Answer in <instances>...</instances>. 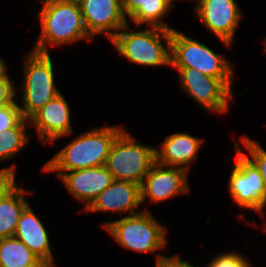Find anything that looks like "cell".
<instances>
[{
    "label": "cell",
    "mask_w": 266,
    "mask_h": 267,
    "mask_svg": "<svg viewBox=\"0 0 266 267\" xmlns=\"http://www.w3.org/2000/svg\"><path fill=\"white\" fill-rule=\"evenodd\" d=\"M88 33L104 34L111 40L128 23L122 0H80L78 2Z\"/></svg>",
    "instance_id": "7c38bea8"
},
{
    "label": "cell",
    "mask_w": 266,
    "mask_h": 267,
    "mask_svg": "<svg viewBox=\"0 0 266 267\" xmlns=\"http://www.w3.org/2000/svg\"><path fill=\"white\" fill-rule=\"evenodd\" d=\"M73 198L82 202L85 210L113 182L112 174L103 166L56 172Z\"/></svg>",
    "instance_id": "5bb4252c"
},
{
    "label": "cell",
    "mask_w": 266,
    "mask_h": 267,
    "mask_svg": "<svg viewBox=\"0 0 266 267\" xmlns=\"http://www.w3.org/2000/svg\"><path fill=\"white\" fill-rule=\"evenodd\" d=\"M28 126H30L29 120L23 118L15 127L0 133V162L12 160L25 145L29 144L32 137L27 131Z\"/></svg>",
    "instance_id": "44dd1931"
},
{
    "label": "cell",
    "mask_w": 266,
    "mask_h": 267,
    "mask_svg": "<svg viewBox=\"0 0 266 267\" xmlns=\"http://www.w3.org/2000/svg\"><path fill=\"white\" fill-rule=\"evenodd\" d=\"M240 141L249 153L246 157L256 166L263 178L266 198V150L258 141L245 135L241 136Z\"/></svg>",
    "instance_id": "7402d4cb"
},
{
    "label": "cell",
    "mask_w": 266,
    "mask_h": 267,
    "mask_svg": "<svg viewBox=\"0 0 266 267\" xmlns=\"http://www.w3.org/2000/svg\"><path fill=\"white\" fill-rule=\"evenodd\" d=\"M170 2V4L175 8L176 5L173 4L174 1H177V0H168ZM193 1V0H192ZM197 2V0H195Z\"/></svg>",
    "instance_id": "4dcf8cb0"
},
{
    "label": "cell",
    "mask_w": 266,
    "mask_h": 267,
    "mask_svg": "<svg viewBox=\"0 0 266 267\" xmlns=\"http://www.w3.org/2000/svg\"><path fill=\"white\" fill-rule=\"evenodd\" d=\"M243 254L236 251L222 252L207 263V267H254Z\"/></svg>",
    "instance_id": "603a6c76"
},
{
    "label": "cell",
    "mask_w": 266,
    "mask_h": 267,
    "mask_svg": "<svg viewBox=\"0 0 266 267\" xmlns=\"http://www.w3.org/2000/svg\"><path fill=\"white\" fill-rule=\"evenodd\" d=\"M124 16L129 18L138 28L142 25L173 30L163 21L169 11L174 9L168 0H122Z\"/></svg>",
    "instance_id": "ac0fdd59"
},
{
    "label": "cell",
    "mask_w": 266,
    "mask_h": 267,
    "mask_svg": "<svg viewBox=\"0 0 266 267\" xmlns=\"http://www.w3.org/2000/svg\"><path fill=\"white\" fill-rule=\"evenodd\" d=\"M263 50H264V52H265L264 54H266V38H265V40H264V49H263Z\"/></svg>",
    "instance_id": "d6a6232c"
},
{
    "label": "cell",
    "mask_w": 266,
    "mask_h": 267,
    "mask_svg": "<svg viewBox=\"0 0 266 267\" xmlns=\"http://www.w3.org/2000/svg\"><path fill=\"white\" fill-rule=\"evenodd\" d=\"M37 1H40V2H42V6H44V5H47V4H50V3H54V2H56V1H59V0H37Z\"/></svg>",
    "instance_id": "f1b7e54d"
},
{
    "label": "cell",
    "mask_w": 266,
    "mask_h": 267,
    "mask_svg": "<svg viewBox=\"0 0 266 267\" xmlns=\"http://www.w3.org/2000/svg\"><path fill=\"white\" fill-rule=\"evenodd\" d=\"M171 67L194 68L220 79L234 93L232 84L235 70L231 62L177 29L171 30Z\"/></svg>",
    "instance_id": "5b68a950"
},
{
    "label": "cell",
    "mask_w": 266,
    "mask_h": 267,
    "mask_svg": "<svg viewBox=\"0 0 266 267\" xmlns=\"http://www.w3.org/2000/svg\"><path fill=\"white\" fill-rule=\"evenodd\" d=\"M188 175L189 172L185 169L162 165L156 161L140 185L141 203L149 199L155 204L188 194L191 187Z\"/></svg>",
    "instance_id": "30bf717a"
},
{
    "label": "cell",
    "mask_w": 266,
    "mask_h": 267,
    "mask_svg": "<svg viewBox=\"0 0 266 267\" xmlns=\"http://www.w3.org/2000/svg\"><path fill=\"white\" fill-rule=\"evenodd\" d=\"M16 166L13 164L8 168L0 169V199L10 192L17 184Z\"/></svg>",
    "instance_id": "d4e9b609"
},
{
    "label": "cell",
    "mask_w": 266,
    "mask_h": 267,
    "mask_svg": "<svg viewBox=\"0 0 266 267\" xmlns=\"http://www.w3.org/2000/svg\"><path fill=\"white\" fill-rule=\"evenodd\" d=\"M23 119L17 101L0 107V133L15 127Z\"/></svg>",
    "instance_id": "cb8c5ba5"
},
{
    "label": "cell",
    "mask_w": 266,
    "mask_h": 267,
    "mask_svg": "<svg viewBox=\"0 0 266 267\" xmlns=\"http://www.w3.org/2000/svg\"><path fill=\"white\" fill-rule=\"evenodd\" d=\"M188 267H197V266H194L193 264H190V263L188 262ZM205 267H207V265H206Z\"/></svg>",
    "instance_id": "836d02e7"
},
{
    "label": "cell",
    "mask_w": 266,
    "mask_h": 267,
    "mask_svg": "<svg viewBox=\"0 0 266 267\" xmlns=\"http://www.w3.org/2000/svg\"><path fill=\"white\" fill-rule=\"evenodd\" d=\"M23 69L22 104L19 105L22 117L29 120L47 102L61 91L55 84V70L50 53L30 50L26 53Z\"/></svg>",
    "instance_id": "8992f818"
},
{
    "label": "cell",
    "mask_w": 266,
    "mask_h": 267,
    "mask_svg": "<svg viewBox=\"0 0 266 267\" xmlns=\"http://www.w3.org/2000/svg\"><path fill=\"white\" fill-rule=\"evenodd\" d=\"M14 237L21 240L43 263L56 265L50 235L30 204L20 216Z\"/></svg>",
    "instance_id": "e0dca14e"
},
{
    "label": "cell",
    "mask_w": 266,
    "mask_h": 267,
    "mask_svg": "<svg viewBox=\"0 0 266 267\" xmlns=\"http://www.w3.org/2000/svg\"><path fill=\"white\" fill-rule=\"evenodd\" d=\"M40 267H55V266L50 265V264L43 263Z\"/></svg>",
    "instance_id": "f546056e"
},
{
    "label": "cell",
    "mask_w": 266,
    "mask_h": 267,
    "mask_svg": "<svg viewBox=\"0 0 266 267\" xmlns=\"http://www.w3.org/2000/svg\"><path fill=\"white\" fill-rule=\"evenodd\" d=\"M61 1L76 2V3H78L80 0H61Z\"/></svg>",
    "instance_id": "1f68e13d"
},
{
    "label": "cell",
    "mask_w": 266,
    "mask_h": 267,
    "mask_svg": "<svg viewBox=\"0 0 266 267\" xmlns=\"http://www.w3.org/2000/svg\"><path fill=\"white\" fill-rule=\"evenodd\" d=\"M235 143L236 162L232 166L228 190L237 206L259 212L265 216V185L256 166L244 155L237 141Z\"/></svg>",
    "instance_id": "ba28073f"
},
{
    "label": "cell",
    "mask_w": 266,
    "mask_h": 267,
    "mask_svg": "<svg viewBox=\"0 0 266 267\" xmlns=\"http://www.w3.org/2000/svg\"><path fill=\"white\" fill-rule=\"evenodd\" d=\"M156 162V148L144 144L127 130L113 142L105 167L114 180L131 181L141 185L144 177Z\"/></svg>",
    "instance_id": "52a82bcc"
},
{
    "label": "cell",
    "mask_w": 266,
    "mask_h": 267,
    "mask_svg": "<svg viewBox=\"0 0 266 267\" xmlns=\"http://www.w3.org/2000/svg\"><path fill=\"white\" fill-rule=\"evenodd\" d=\"M7 62L0 56V79L5 78L8 75Z\"/></svg>",
    "instance_id": "83f0119b"
},
{
    "label": "cell",
    "mask_w": 266,
    "mask_h": 267,
    "mask_svg": "<svg viewBox=\"0 0 266 267\" xmlns=\"http://www.w3.org/2000/svg\"><path fill=\"white\" fill-rule=\"evenodd\" d=\"M70 106L62 92L47 102L30 119L41 142L55 143L59 138L72 135Z\"/></svg>",
    "instance_id": "4fadbf2b"
},
{
    "label": "cell",
    "mask_w": 266,
    "mask_h": 267,
    "mask_svg": "<svg viewBox=\"0 0 266 267\" xmlns=\"http://www.w3.org/2000/svg\"><path fill=\"white\" fill-rule=\"evenodd\" d=\"M33 193L17 185L0 199V239L14 237L17 224L24 209L29 205L28 193Z\"/></svg>",
    "instance_id": "d6986e66"
},
{
    "label": "cell",
    "mask_w": 266,
    "mask_h": 267,
    "mask_svg": "<svg viewBox=\"0 0 266 267\" xmlns=\"http://www.w3.org/2000/svg\"><path fill=\"white\" fill-rule=\"evenodd\" d=\"M141 205L140 185L131 181L113 180L83 212H116L127 216L141 212L138 210Z\"/></svg>",
    "instance_id": "9a60e30c"
},
{
    "label": "cell",
    "mask_w": 266,
    "mask_h": 267,
    "mask_svg": "<svg viewBox=\"0 0 266 267\" xmlns=\"http://www.w3.org/2000/svg\"><path fill=\"white\" fill-rule=\"evenodd\" d=\"M7 75L5 78L0 79V107L9 105L16 101V90L14 87L12 79Z\"/></svg>",
    "instance_id": "484cf974"
},
{
    "label": "cell",
    "mask_w": 266,
    "mask_h": 267,
    "mask_svg": "<svg viewBox=\"0 0 266 267\" xmlns=\"http://www.w3.org/2000/svg\"><path fill=\"white\" fill-rule=\"evenodd\" d=\"M41 31L32 50L49 53V47L69 45L77 41H92L88 33L79 4L56 1L44 5L39 11Z\"/></svg>",
    "instance_id": "7a4b0ae2"
},
{
    "label": "cell",
    "mask_w": 266,
    "mask_h": 267,
    "mask_svg": "<svg viewBox=\"0 0 266 267\" xmlns=\"http://www.w3.org/2000/svg\"><path fill=\"white\" fill-rule=\"evenodd\" d=\"M101 226L127 250L153 254L167 246V228L145 207L137 214L106 221Z\"/></svg>",
    "instance_id": "277c9868"
},
{
    "label": "cell",
    "mask_w": 266,
    "mask_h": 267,
    "mask_svg": "<svg viewBox=\"0 0 266 267\" xmlns=\"http://www.w3.org/2000/svg\"><path fill=\"white\" fill-rule=\"evenodd\" d=\"M195 13L207 30L230 47L243 13L236 0H197Z\"/></svg>",
    "instance_id": "8fae6325"
},
{
    "label": "cell",
    "mask_w": 266,
    "mask_h": 267,
    "mask_svg": "<svg viewBox=\"0 0 266 267\" xmlns=\"http://www.w3.org/2000/svg\"><path fill=\"white\" fill-rule=\"evenodd\" d=\"M129 28L128 22L110 40L120 56L142 67L171 66V30L145 26L130 31Z\"/></svg>",
    "instance_id": "3957f363"
},
{
    "label": "cell",
    "mask_w": 266,
    "mask_h": 267,
    "mask_svg": "<svg viewBox=\"0 0 266 267\" xmlns=\"http://www.w3.org/2000/svg\"><path fill=\"white\" fill-rule=\"evenodd\" d=\"M203 138L188 133H173L167 135L160 147H156V161L159 164L179 167L190 172L191 165L199 155Z\"/></svg>",
    "instance_id": "2e32d148"
},
{
    "label": "cell",
    "mask_w": 266,
    "mask_h": 267,
    "mask_svg": "<svg viewBox=\"0 0 266 267\" xmlns=\"http://www.w3.org/2000/svg\"><path fill=\"white\" fill-rule=\"evenodd\" d=\"M43 262L19 239H0V267H40Z\"/></svg>",
    "instance_id": "ffe728a7"
},
{
    "label": "cell",
    "mask_w": 266,
    "mask_h": 267,
    "mask_svg": "<svg viewBox=\"0 0 266 267\" xmlns=\"http://www.w3.org/2000/svg\"><path fill=\"white\" fill-rule=\"evenodd\" d=\"M124 129L121 125H107L79 134L43 165V172H69L105 165L113 142Z\"/></svg>",
    "instance_id": "6da1fadb"
},
{
    "label": "cell",
    "mask_w": 266,
    "mask_h": 267,
    "mask_svg": "<svg viewBox=\"0 0 266 267\" xmlns=\"http://www.w3.org/2000/svg\"><path fill=\"white\" fill-rule=\"evenodd\" d=\"M155 267H188V260H183L178 254L165 256L158 252Z\"/></svg>",
    "instance_id": "4316f807"
},
{
    "label": "cell",
    "mask_w": 266,
    "mask_h": 267,
    "mask_svg": "<svg viewBox=\"0 0 266 267\" xmlns=\"http://www.w3.org/2000/svg\"><path fill=\"white\" fill-rule=\"evenodd\" d=\"M182 90L207 112L224 115L234 93L218 78L194 68H176Z\"/></svg>",
    "instance_id": "9c48e42d"
}]
</instances>
